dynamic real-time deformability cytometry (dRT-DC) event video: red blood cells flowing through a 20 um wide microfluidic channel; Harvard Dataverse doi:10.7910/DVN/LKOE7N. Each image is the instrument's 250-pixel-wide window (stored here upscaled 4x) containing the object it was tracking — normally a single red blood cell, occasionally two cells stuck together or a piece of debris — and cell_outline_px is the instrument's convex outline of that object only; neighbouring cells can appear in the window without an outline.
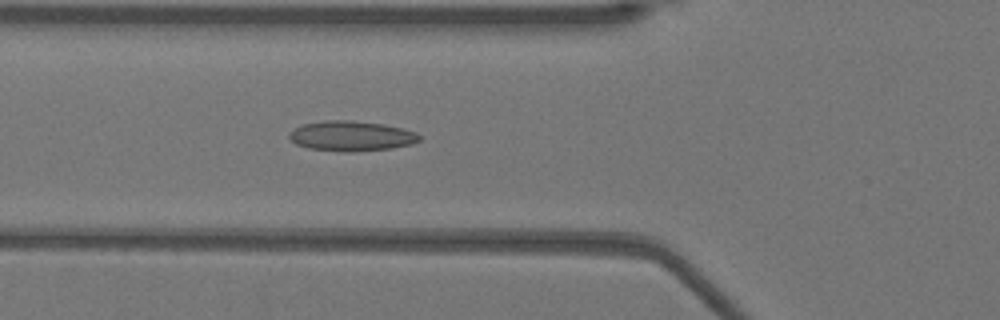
{"species": "Egyptian fruit bat (a non-hibernating species)", "species_latin": "Rousettus aegyptiacus", "temperature_condition": "warm", "stored_images_in_passage": 51, "camera_frame_rate_fps": 3000, "um_per_image_px": 0.085, "animal": {"sex": "female"}, "frame": {"image": 1, "passage_image": 18, "time_ms": 5.667, "image_size_px": [1000, 320], "cell_outline_px": [[420, 140], [412, 144], [392, 148], [352, 152], [348, 152], [308, 148], [296, 144], [288, 136], [288, 132], [292, 128], [300, 124], [324, 120], [352, 120], [384, 124], [404, 128], [416, 132], [420, 136]], "centroid_in_image_um": [29.84, 11.54], "position_along_channel_um": 96.0, "area_um2": 23.12}}
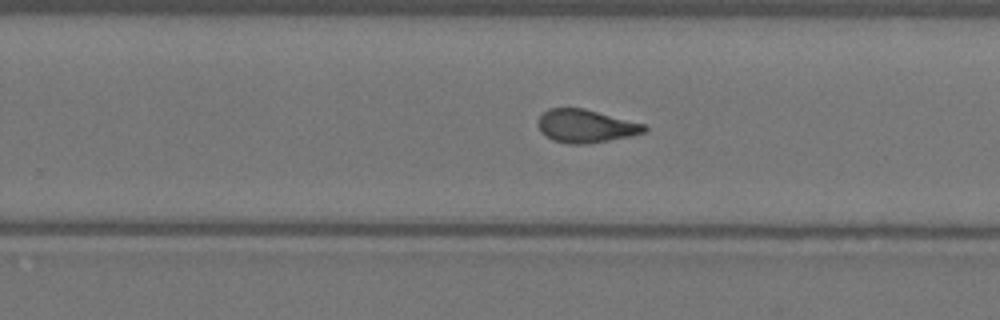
{"frame": {"image": 2, "passage_image": 32, "time_ms": 10.333, "image_size_px": [1000, 320], "cell_outline_px": [[648, 132], [632, 136], [584, 144], [568, 144], [552, 140], [540, 132], [536, 124], [536, 120], [548, 108], [584, 108], [644, 124], [648, 128]], "centroid_in_image_um": [49.76, 10.72], "position_along_channel_um": 280.0, "area_um2": 20.69}}
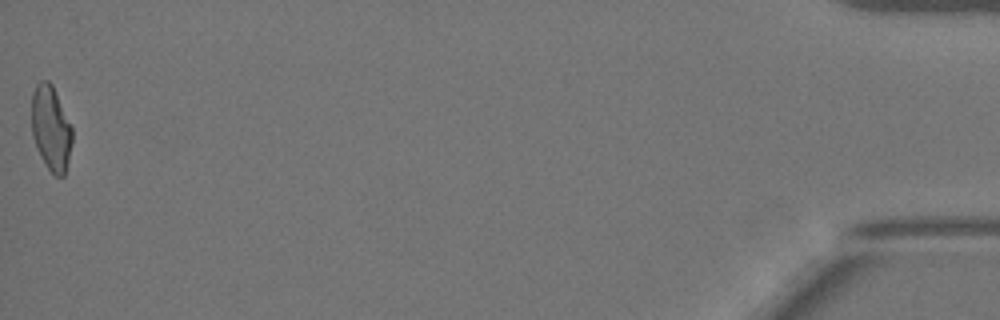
{"frame": {"image": 3, "passage_image": 51, "time_ms": 16.667, "image_size_px": [1000, 320], "cell_outline_px": [[72, 144], [64, 176], [56, 176], [44, 164], [40, 156], [32, 136], [32, 92], [36, 84], [40, 80], [48, 80], [52, 84], [72, 128]], "centroid_in_image_um": [4.32, 10.89], "position_along_channel_um": 430.9, "area_um2": 20.0}, "authors_computed_cell_mechanics": {"area_um2": 21.097, "velocity_mm_per_s": 3.9502, "shape_relaxation_time_tau1_ms": null, "shape_relaxation_time_tau2_ms": 1.2255, "deformation_change_tau1": null, "deformation_change_tau2": 0.078}}